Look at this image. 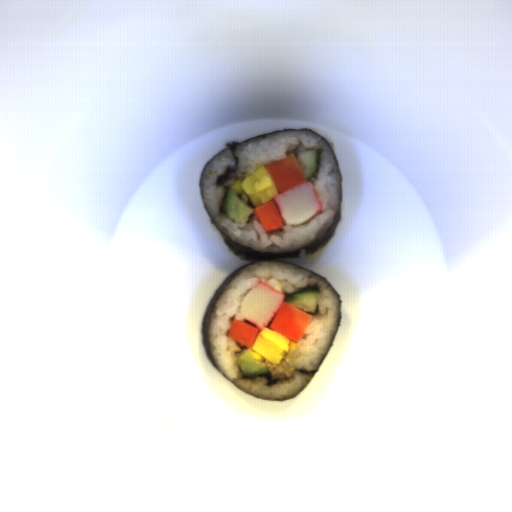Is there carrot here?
I'll list each match as a JSON object with an SVG mask.
<instances>
[{
	"label": "carrot",
	"mask_w": 512,
	"mask_h": 512,
	"mask_svg": "<svg viewBox=\"0 0 512 512\" xmlns=\"http://www.w3.org/2000/svg\"><path fill=\"white\" fill-rule=\"evenodd\" d=\"M255 215L259 224L266 232H273L283 228L284 222L278 211L274 199L256 207Z\"/></svg>",
	"instance_id": "carrot-4"
},
{
	"label": "carrot",
	"mask_w": 512,
	"mask_h": 512,
	"mask_svg": "<svg viewBox=\"0 0 512 512\" xmlns=\"http://www.w3.org/2000/svg\"><path fill=\"white\" fill-rule=\"evenodd\" d=\"M261 330L262 329H258L246 319L233 320L230 322V328L227 335L239 346L252 348Z\"/></svg>",
	"instance_id": "carrot-3"
},
{
	"label": "carrot",
	"mask_w": 512,
	"mask_h": 512,
	"mask_svg": "<svg viewBox=\"0 0 512 512\" xmlns=\"http://www.w3.org/2000/svg\"><path fill=\"white\" fill-rule=\"evenodd\" d=\"M312 318L313 315L284 301L268 326L287 339L298 343Z\"/></svg>",
	"instance_id": "carrot-1"
},
{
	"label": "carrot",
	"mask_w": 512,
	"mask_h": 512,
	"mask_svg": "<svg viewBox=\"0 0 512 512\" xmlns=\"http://www.w3.org/2000/svg\"><path fill=\"white\" fill-rule=\"evenodd\" d=\"M264 168L269 173L278 194L308 181L293 153L280 161L265 164Z\"/></svg>",
	"instance_id": "carrot-2"
}]
</instances>
